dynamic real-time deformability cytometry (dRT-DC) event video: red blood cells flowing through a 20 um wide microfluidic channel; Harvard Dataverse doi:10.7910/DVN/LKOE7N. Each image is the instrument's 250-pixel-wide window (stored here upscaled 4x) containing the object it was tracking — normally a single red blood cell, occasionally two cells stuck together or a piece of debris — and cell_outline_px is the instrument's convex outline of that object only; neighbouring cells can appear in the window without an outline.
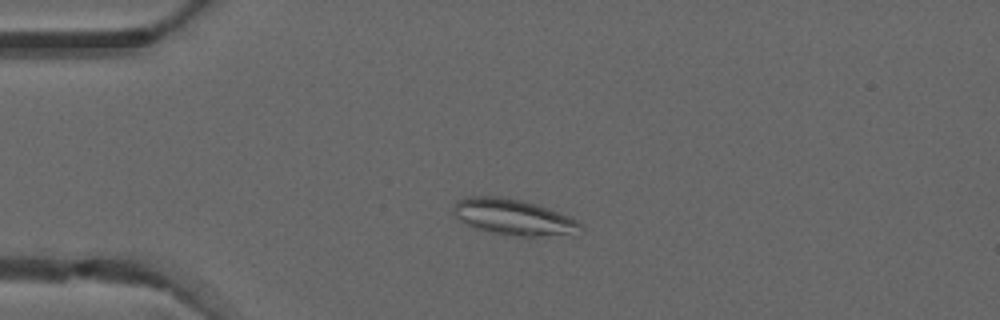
{"species": "common noctule bat (a hibernating species)", "species_latin": "Nyctalus noctula", "temperature_condition": "warm", "stored_images_in_passage": 5, "camera_frame_rate_fps": 3000, "um_per_image_px": 0.085, "animal": {"sex": "male", "forearm_length_mm": 52.5}, "frame": {"image": 1, "passage_image": 4, "time_ms": 1.0, "image_size_px": [1000, 320], "cell_outline_px": [[584, 232], [580, 236], [520, 236], [496, 232], [476, 228], [452, 216], [452, 208], [456, 200], [468, 196], [500, 196], [520, 200], [536, 204], [572, 216], [584, 224]], "centroid_in_image_um": [43.77, 18.46], "position_along_channel_um": 41.2, "area_um2": 27.34}}